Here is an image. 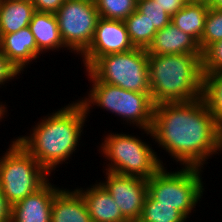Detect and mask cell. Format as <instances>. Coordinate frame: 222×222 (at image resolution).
<instances>
[{
	"mask_svg": "<svg viewBox=\"0 0 222 222\" xmlns=\"http://www.w3.org/2000/svg\"><path fill=\"white\" fill-rule=\"evenodd\" d=\"M151 130L153 140L183 166L201 168L219 153V123L202 97L155 105Z\"/></svg>",
	"mask_w": 222,
	"mask_h": 222,
	"instance_id": "obj_1",
	"label": "cell"
},
{
	"mask_svg": "<svg viewBox=\"0 0 222 222\" xmlns=\"http://www.w3.org/2000/svg\"><path fill=\"white\" fill-rule=\"evenodd\" d=\"M87 117L83 105L73 102L43 118L30 136H20L16 140L51 174L77 149Z\"/></svg>",
	"mask_w": 222,
	"mask_h": 222,
	"instance_id": "obj_2",
	"label": "cell"
},
{
	"mask_svg": "<svg viewBox=\"0 0 222 222\" xmlns=\"http://www.w3.org/2000/svg\"><path fill=\"white\" fill-rule=\"evenodd\" d=\"M202 55L148 54L149 83L152 101L188 102L202 97Z\"/></svg>",
	"mask_w": 222,
	"mask_h": 222,
	"instance_id": "obj_3",
	"label": "cell"
},
{
	"mask_svg": "<svg viewBox=\"0 0 222 222\" xmlns=\"http://www.w3.org/2000/svg\"><path fill=\"white\" fill-rule=\"evenodd\" d=\"M87 72L92 82V88L88 98L85 97L79 101L87 115L92 104L97 105L106 111H111L112 114L115 113L127 123L135 124L147 135L153 137L151 129L155 104L152 101L151 93L125 90L119 86L98 81L89 71Z\"/></svg>",
	"mask_w": 222,
	"mask_h": 222,
	"instance_id": "obj_4",
	"label": "cell"
},
{
	"mask_svg": "<svg viewBox=\"0 0 222 222\" xmlns=\"http://www.w3.org/2000/svg\"><path fill=\"white\" fill-rule=\"evenodd\" d=\"M0 158V187L13 205L40 189L49 179V173L16 140Z\"/></svg>",
	"mask_w": 222,
	"mask_h": 222,
	"instance_id": "obj_5",
	"label": "cell"
},
{
	"mask_svg": "<svg viewBox=\"0 0 222 222\" xmlns=\"http://www.w3.org/2000/svg\"><path fill=\"white\" fill-rule=\"evenodd\" d=\"M202 168L184 166L179 171L167 172L162 166L147 179L148 194L159 205L174 206L186 218L203 196Z\"/></svg>",
	"mask_w": 222,
	"mask_h": 222,
	"instance_id": "obj_6",
	"label": "cell"
},
{
	"mask_svg": "<svg viewBox=\"0 0 222 222\" xmlns=\"http://www.w3.org/2000/svg\"><path fill=\"white\" fill-rule=\"evenodd\" d=\"M103 140L101 152L111 161L106 171L147 180L163 166L150 145L135 136L110 133Z\"/></svg>",
	"mask_w": 222,
	"mask_h": 222,
	"instance_id": "obj_7",
	"label": "cell"
},
{
	"mask_svg": "<svg viewBox=\"0 0 222 222\" xmlns=\"http://www.w3.org/2000/svg\"><path fill=\"white\" fill-rule=\"evenodd\" d=\"M86 71L98 81L129 91L150 93L146 49L134 48L124 53L101 56Z\"/></svg>",
	"mask_w": 222,
	"mask_h": 222,
	"instance_id": "obj_8",
	"label": "cell"
},
{
	"mask_svg": "<svg viewBox=\"0 0 222 222\" xmlns=\"http://www.w3.org/2000/svg\"><path fill=\"white\" fill-rule=\"evenodd\" d=\"M55 15L65 49L82 55L93 40L99 19L94 0H66Z\"/></svg>",
	"mask_w": 222,
	"mask_h": 222,
	"instance_id": "obj_9",
	"label": "cell"
},
{
	"mask_svg": "<svg viewBox=\"0 0 222 222\" xmlns=\"http://www.w3.org/2000/svg\"><path fill=\"white\" fill-rule=\"evenodd\" d=\"M106 181L99 182L113 197L121 213L129 222H137L148 195L146 179L124 176L106 171Z\"/></svg>",
	"mask_w": 222,
	"mask_h": 222,
	"instance_id": "obj_10",
	"label": "cell"
},
{
	"mask_svg": "<svg viewBox=\"0 0 222 222\" xmlns=\"http://www.w3.org/2000/svg\"><path fill=\"white\" fill-rule=\"evenodd\" d=\"M134 48L124 21L99 17L93 40L81 55L84 69L87 70L101 56L124 53Z\"/></svg>",
	"mask_w": 222,
	"mask_h": 222,
	"instance_id": "obj_11",
	"label": "cell"
},
{
	"mask_svg": "<svg viewBox=\"0 0 222 222\" xmlns=\"http://www.w3.org/2000/svg\"><path fill=\"white\" fill-rule=\"evenodd\" d=\"M60 190L48 180L40 189L12 205L11 222H51L52 203Z\"/></svg>",
	"mask_w": 222,
	"mask_h": 222,
	"instance_id": "obj_12",
	"label": "cell"
},
{
	"mask_svg": "<svg viewBox=\"0 0 222 222\" xmlns=\"http://www.w3.org/2000/svg\"><path fill=\"white\" fill-rule=\"evenodd\" d=\"M146 51L151 55H202L198 42L171 22L156 32Z\"/></svg>",
	"mask_w": 222,
	"mask_h": 222,
	"instance_id": "obj_13",
	"label": "cell"
},
{
	"mask_svg": "<svg viewBox=\"0 0 222 222\" xmlns=\"http://www.w3.org/2000/svg\"><path fill=\"white\" fill-rule=\"evenodd\" d=\"M0 50L20 71L41 53L29 27L0 35Z\"/></svg>",
	"mask_w": 222,
	"mask_h": 222,
	"instance_id": "obj_14",
	"label": "cell"
},
{
	"mask_svg": "<svg viewBox=\"0 0 222 222\" xmlns=\"http://www.w3.org/2000/svg\"><path fill=\"white\" fill-rule=\"evenodd\" d=\"M89 188L76 190L83 196L92 222H129L100 183Z\"/></svg>",
	"mask_w": 222,
	"mask_h": 222,
	"instance_id": "obj_15",
	"label": "cell"
},
{
	"mask_svg": "<svg viewBox=\"0 0 222 222\" xmlns=\"http://www.w3.org/2000/svg\"><path fill=\"white\" fill-rule=\"evenodd\" d=\"M51 222H92L83 196L74 191L61 190L52 203Z\"/></svg>",
	"mask_w": 222,
	"mask_h": 222,
	"instance_id": "obj_16",
	"label": "cell"
},
{
	"mask_svg": "<svg viewBox=\"0 0 222 222\" xmlns=\"http://www.w3.org/2000/svg\"><path fill=\"white\" fill-rule=\"evenodd\" d=\"M28 27L41 53L65 47L55 13L35 11Z\"/></svg>",
	"mask_w": 222,
	"mask_h": 222,
	"instance_id": "obj_17",
	"label": "cell"
},
{
	"mask_svg": "<svg viewBox=\"0 0 222 222\" xmlns=\"http://www.w3.org/2000/svg\"><path fill=\"white\" fill-rule=\"evenodd\" d=\"M34 12L31 0H0V35L28 27Z\"/></svg>",
	"mask_w": 222,
	"mask_h": 222,
	"instance_id": "obj_18",
	"label": "cell"
},
{
	"mask_svg": "<svg viewBox=\"0 0 222 222\" xmlns=\"http://www.w3.org/2000/svg\"><path fill=\"white\" fill-rule=\"evenodd\" d=\"M208 11V4L187 2L176 14L171 16V23L199 43Z\"/></svg>",
	"mask_w": 222,
	"mask_h": 222,
	"instance_id": "obj_19",
	"label": "cell"
},
{
	"mask_svg": "<svg viewBox=\"0 0 222 222\" xmlns=\"http://www.w3.org/2000/svg\"><path fill=\"white\" fill-rule=\"evenodd\" d=\"M129 38L135 48L147 49L157 32L154 25L137 9L124 20Z\"/></svg>",
	"mask_w": 222,
	"mask_h": 222,
	"instance_id": "obj_20",
	"label": "cell"
},
{
	"mask_svg": "<svg viewBox=\"0 0 222 222\" xmlns=\"http://www.w3.org/2000/svg\"><path fill=\"white\" fill-rule=\"evenodd\" d=\"M202 99L215 120L222 121V70L203 75Z\"/></svg>",
	"mask_w": 222,
	"mask_h": 222,
	"instance_id": "obj_21",
	"label": "cell"
},
{
	"mask_svg": "<svg viewBox=\"0 0 222 222\" xmlns=\"http://www.w3.org/2000/svg\"><path fill=\"white\" fill-rule=\"evenodd\" d=\"M186 219L174 206L159 205V202L148 194L137 222H185Z\"/></svg>",
	"mask_w": 222,
	"mask_h": 222,
	"instance_id": "obj_22",
	"label": "cell"
},
{
	"mask_svg": "<svg viewBox=\"0 0 222 222\" xmlns=\"http://www.w3.org/2000/svg\"><path fill=\"white\" fill-rule=\"evenodd\" d=\"M99 17L124 21L136 10L137 0H94Z\"/></svg>",
	"mask_w": 222,
	"mask_h": 222,
	"instance_id": "obj_23",
	"label": "cell"
},
{
	"mask_svg": "<svg viewBox=\"0 0 222 222\" xmlns=\"http://www.w3.org/2000/svg\"><path fill=\"white\" fill-rule=\"evenodd\" d=\"M222 39V9L209 7L201 41L198 43L201 52L210 44Z\"/></svg>",
	"mask_w": 222,
	"mask_h": 222,
	"instance_id": "obj_24",
	"label": "cell"
},
{
	"mask_svg": "<svg viewBox=\"0 0 222 222\" xmlns=\"http://www.w3.org/2000/svg\"><path fill=\"white\" fill-rule=\"evenodd\" d=\"M136 9L146 15L155 29L161 30L171 22V15L167 13L155 0H137Z\"/></svg>",
	"mask_w": 222,
	"mask_h": 222,
	"instance_id": "obj_25",
	"label": "cell"
},
{
	"mask_svg": "<svg viewBox=\"0 0 222 222\" xmlns=\"http://www.w3.org/2000/svg\"><path fill=\"white\" fill-rule=\"evenodd\" d=\"M201 61L203 75L222 70V39L210 44L202 52Z\"/></svg>",
	"mask_w": 222,
	"mask_h": 222,
	"instance_id": "obj_26",
	"label": "cell"
},
{
	"mask_svg": "<svg viewBox=\"0 0 222 222\" xmlns=\"http://www.w3.org/2000/svg\"><path fill=\"white\" fill-rule=\"evenodd\" d=\"M21 71L0 50V85L14 79Z\"/></svg>",
	"mask_w": 222,
	"mask_h": 222,
	"instance_id": "obj_27",
	"label": "cell"
},
{
	"mask_svg": "<svg viewBox=\"0 0 222 222\" xmlns=\"http://www.w3.org/2000/svg\"><path fill=\"white\" fill-rule=\"evenodd\" d=\"M35 11L56 13L66 0H31Z\"/></svg>",
	"mask_w": 222,
	"mask_h": 222,
	"instance_id": "obj_28",
	"label": "cell"
},
{
	"mask_svg": "<svg viewBox=\"0 0 222 222\" xmlns=\"http://www.w3.org/2000/svg\"><path fill=\"white\" fill-rule=\"evenodd\" d=\"M171 16L176 14L188 1L187 0H155Z\"/></svg>",
	"mask_w": 222,
	"mask_h": 222,
	"instance_id": "obj_29",
	"label": "cell"
},
{
	"mask_svg": "<svg viewBox=\"0 0 222 222\" xmlns=\"http://www.w3.org/2000/svg\"><path fill=\"white\" fill-rule=\"evenodd\" d=\"M11 212L12 205L8 202L0 187V222H11Z\"/></svg>",
	"mask_w": 222,
	"mask_h": 222,
	"instance_id": "obj_30",
	"label": "cell"
},
{
	"mask_svg": "<svg viewBox=\"0 0 222 222\" xmlns=\"http://www.w3.org/2000/svg\"><path fill=\"white\" fill-rule=\"evenodd\" d=\"M218 151L222 150V121L219 123V130H218Z\"/></svg>",
	"mask_w": 222,
	"mask_h": 222,
	"instance_id": "obj_31",
	"label": "cell"
},
{
	"mask_svg": "<svg viewBox=\"0 0 222 222\" xmlns=\"http://www.w3.org/2000/svg\"><path fill=\"white\" fill-rule=\"evenodd\" d=\"M209 7L222 9V0H212V2L209 4Z\"/></svg>",
	"mask_w": 222,
	"mask_h": 222,
	"instance_id": "obj_32",
	"label": "cell"
},
{
	"mask_svg": "<svg viewBox=\"0 0 222 222\" xmlns=\"http://www.w3.org/2000/svg\"><path fill=\"white\" fill-rule=\"evenodd\" d=\"M5 113H7L6 107L1 102L0 103V121H1L2 118L5 117V115H6Z\"/></svg>",
	"mask_w": 222,
	"mask_h": 222,
	"instance_id": "obj_33",
	"label": "cell"
},
{
	"mask_svg": "<svg viewBox=\"0 0 222 222\" xmlns=\"http://www.w3.org/2000/svg\"><path fill=\"white\" fill-rule=\"evenodd\" d=\"M187 1L191 3H205L208 5L212 2V0H187Z\"/></svg>",
	"mask_w": 222,
	"mask_h": 222,
	"instance_id": "obj_34",
	"label": "cell"
}]
</instances>
